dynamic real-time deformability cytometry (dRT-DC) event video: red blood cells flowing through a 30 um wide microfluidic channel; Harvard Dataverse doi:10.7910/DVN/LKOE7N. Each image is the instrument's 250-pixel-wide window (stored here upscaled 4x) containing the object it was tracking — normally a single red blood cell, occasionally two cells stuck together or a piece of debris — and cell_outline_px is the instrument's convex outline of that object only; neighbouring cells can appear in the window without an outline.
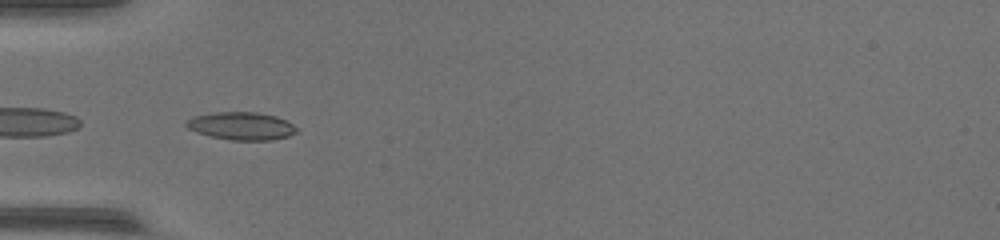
{"species": "common noctule bat (a hibernating species)", "species_latin": "Nyctalus noctula", "temperature_condition": "warm", "stored_images_in_passage": 43, "camera_frame_rate_fps": 3000, "um_per_image_px": 0.085, "animal": {"sex": "female", "body_mass_g": 17.0, "forearm_length_mm": 48.0}, "frame": {"image": 1, "passage_image": 16, "time_ms": 5.0, "image_size_px": [1000, 240], "cell_outline_px": [[300, 132], [288, 136], [272, 140], [232, 140], [212, 136], [196, 132], [188, 128], [184, 124], [192, 116], [216, 112], [256, 112], [276, 116], [300, 128]], "centroid_in_image_um": [20.55, 10.71], "position_along_channel_um": 64.4, "area_um2": 17.92}}
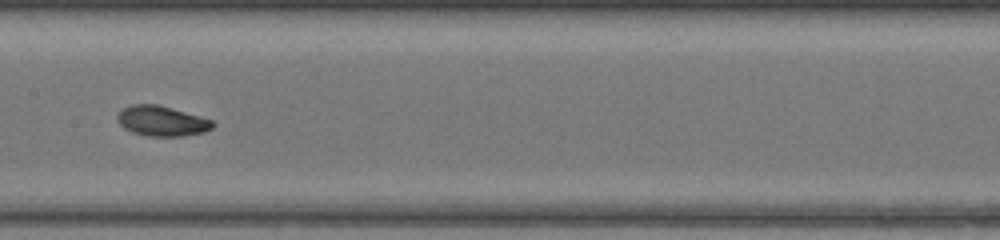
{"frame": {"image": 2, "passage_image": 25, "time_ms": 8.0, "image_size_px": [1000, 240], "cell_outline_px": [[216, 124], [212, 128], [204, 132], [184, 136], [148, 136], [132, 132], [124, 128], [120, 124], [116, 116], [124, 108], [132, 104], [156, 104], [172, 108], [212, 120]], "centroid_in_image_um": [13.76, 10.29], "position_along_channel_um": 193.6, "area_um2": 16.65}}
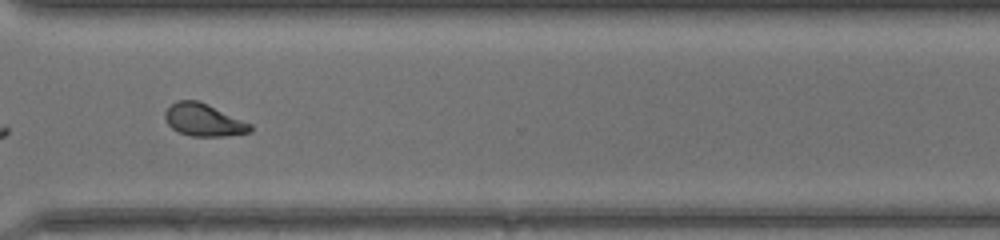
{"frame": {"image": 3, "passage_image": 36, "time_ms": 11.667, "image_size_px": [1000, 240], "cell_outline_px": [[252, 132], [224, 136], [192, 136], [180, 132], [172, 128], [168, 124], [164, 116], [164, 112], [176, 100], [196, 100], [252, 124]], "centroid_in_image_um": [17.3, 10.21], "position_along_channel_um": 353.3, "area_um2": 15.84}, "authors_computed_cell_mechanics": {"area_um2": 16.762, "velocity_mm_per_s": 4.3727, "shape_relaxation_time_tau1_ms": 4.6649, "shape_relaxation_time_tau2_ms": 4.8444, "deformation_change_tau1": 0.1705, "deformation_change_tau2": 0.0997}}